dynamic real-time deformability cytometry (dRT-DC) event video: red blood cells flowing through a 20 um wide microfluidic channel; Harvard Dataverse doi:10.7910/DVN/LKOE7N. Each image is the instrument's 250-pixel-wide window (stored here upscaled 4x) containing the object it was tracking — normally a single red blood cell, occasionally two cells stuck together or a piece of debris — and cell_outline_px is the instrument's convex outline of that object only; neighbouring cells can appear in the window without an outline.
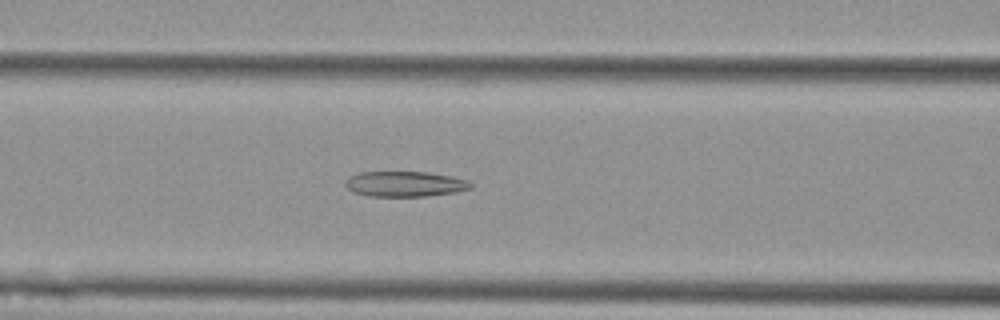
{"species": "Egyptian fruit bat (a non-hibernating species)", "species_latin": "Rousettus aegyptiacus", "temperature_condition": "cold", "stored_images_in_passage": 34, "camera_frame_rate_fps": 3000, "um_per_image_px": 0.085, "animal": {"sex": "female"}, "frame": {"image": 1, "passage_image": 23, "time_ms": 7.333, "image_size_px": [1000, 320], "cell_outline_px": [[472, 188], [456, 192], [428, 196], [368, 196], [352, 192], [344, 184], [344, 180], [348, 176], [360, 172], [428, 172], [452, 176], [468, 180], [472, 184]], "centroid_in_image_um": [34.4, 15.63], "position_along_channel_um": 132.2, "area_um2": 18.73}}
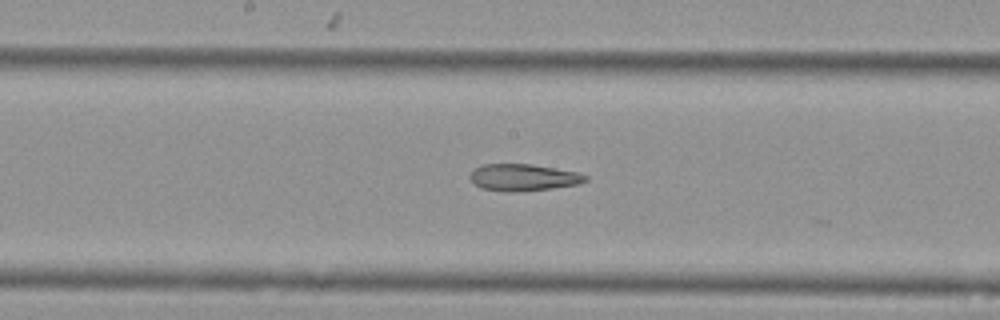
{"frame": {"image": 2, "passage_image": 29, "time_ms": 9.333, "image_size_px": [1000, 320], "cell_outline_px": [[588, 180], [576, 184], [552, 188], [480, 188], [468, 176], [472, 168], [480, 164], [532, 164], [576, 172], [588, 176]], "centroid_in_image_um": [44.46, 15.0], "position_along_channel_um": 203.7, "area_um2": 16.94}}
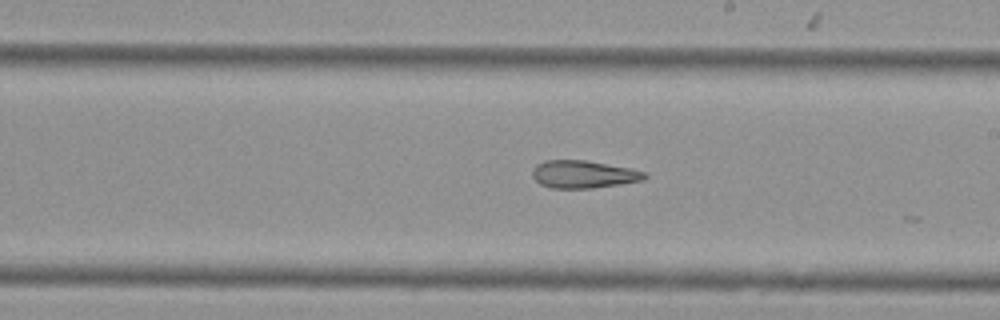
{"frame": {"image": 3, "passage_image": 32, "time_ms": 10.333, "image_size_px": [1000, 320], "cell_outline_px": [[648, 176], [644, 180], [620, 184], [592, 188], [552, 188], [540, 184], [532, 176], [532, 168], [536, 164], [544, 160], [584, 160], [632, 168], [648, 172]], "centroid_in_image_um": [49.61, 14.81], "position_along_channel_um": 239.4, "area_um2": 18.26}}